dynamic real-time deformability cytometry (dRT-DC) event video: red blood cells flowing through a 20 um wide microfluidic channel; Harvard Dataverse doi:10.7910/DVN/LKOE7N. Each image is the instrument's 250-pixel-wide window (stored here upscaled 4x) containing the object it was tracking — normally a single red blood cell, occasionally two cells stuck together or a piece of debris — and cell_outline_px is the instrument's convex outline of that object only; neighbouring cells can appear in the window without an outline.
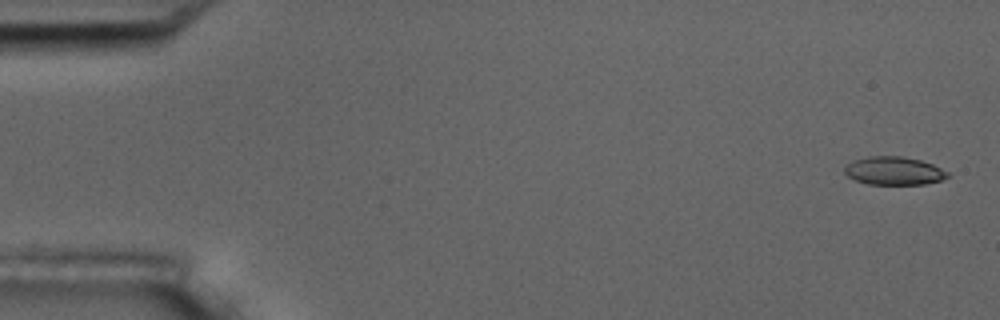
{"species": "common noctule bat (a hibernating species)", "species_latin": "Nyctalus noctula", "temperature_condition": "room temperature", "stored_images_in_passage": 4, "camera_frame_rate_fps": 3000, "um_per_image_px": 0.085, "animal": {"sex": "male", "body_mass_g": 17.5, "forearm_length_mm": 52.3}, "frame": {"image": 1, "passage_image": 1, "time_ms": 0.0, "image_size_px": [1000, 320], "cell_outline_px": [[948, 176], [940, 180], [924, 184], [868, 184], [856, 180], [848, 176], [844, 172], [844, 168], [852, 160], [868, 156], [900, 156], [920, 160], [932, 164], [948, 172]], "centroid_in_image_um": [75.95, 14.51], "position_along_channel_um": 9.0, "area_um2": 16.76}}